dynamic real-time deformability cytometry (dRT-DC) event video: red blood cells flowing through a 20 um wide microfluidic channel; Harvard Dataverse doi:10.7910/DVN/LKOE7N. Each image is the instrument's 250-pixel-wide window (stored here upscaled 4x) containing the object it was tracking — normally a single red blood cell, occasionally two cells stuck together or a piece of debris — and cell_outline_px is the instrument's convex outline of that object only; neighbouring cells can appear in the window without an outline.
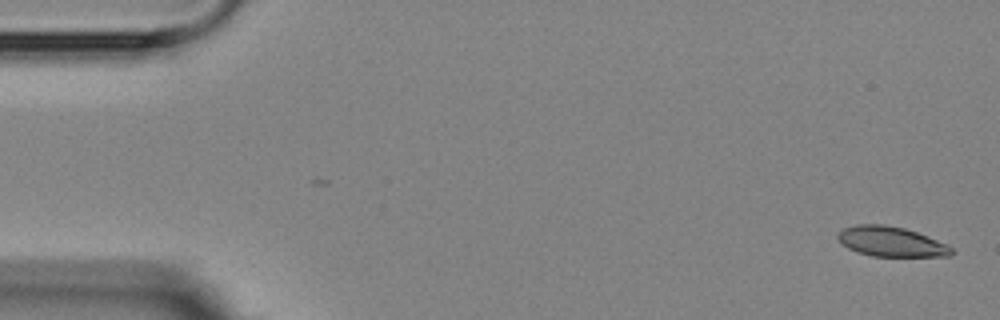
{"species": "Egyptian fruit bat (a non-hibernating species)", "species_latin": "Rousettus aegyptiacus", "temperature_condition": "room temperature", "stored_images_in_passage": 2, "camera_frame_rate_fps": 3000, "um_per_image_px": 0.085, "animal": {"sex": "female"}, "frame": {"image": 1, "passage_image": 2, "time_ms": 1.0, "image_size_px": [1000, 320], "cell_outline_px": [[956, 252], [952, 256], [872, 256], [856, 252], [848, 248], [836, 236], [844, 228], [856, 224], [884, 224], [904, 228], [928, 236], [948, 244]], "centroid_in_image_um": [75.79, 20.54], "position_along_channel_um": 9.2, "area_um2": 19.88}}